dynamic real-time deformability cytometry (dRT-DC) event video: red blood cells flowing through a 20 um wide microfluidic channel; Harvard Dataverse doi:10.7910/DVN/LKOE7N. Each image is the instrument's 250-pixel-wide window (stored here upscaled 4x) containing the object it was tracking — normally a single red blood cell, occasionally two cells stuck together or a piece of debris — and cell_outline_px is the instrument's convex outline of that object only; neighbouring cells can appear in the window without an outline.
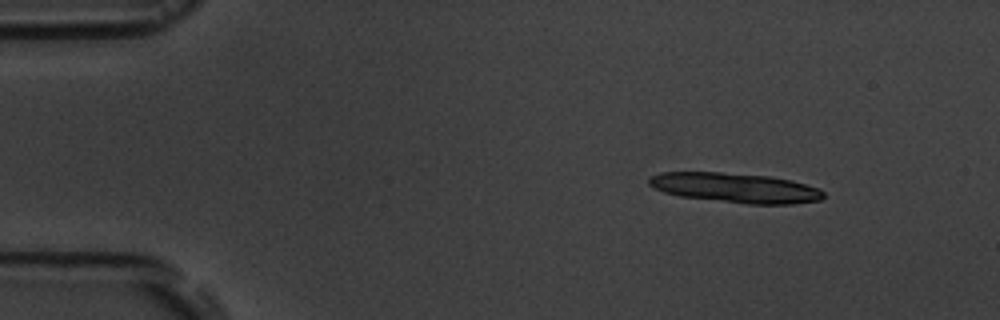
{"species": "common noctule bat (a hibernating species)", "species_latin": "Nyctalus noctula", "temperature_condition": "room temperature", "stored_images_in_passage": 3, "camera_frame_rate_fps": 3000, "um_per_image_px": 0.085, "animal": {"sex": "male", "body_mass_g": 19.5, "forearm_length_mm": 54.6}, "frame": {"image": 1, "passage_image": 1, "time_ms": 0.0, "image_size_px": [1000, 320], "cell_outline_px": [[824, 196], [820, 200], [792, 204], [748, 204], [680, 196], [664, 192], [648, 184], [648, 180], [652, 176], [660, 172], [720, 172], [768, 176], [792, 180], [820, 188], [824, 192]], "centroid_in_image_um": [62.54, 15.96], "position_along_channel_um": 22.5, "area_um2": 30.17}}